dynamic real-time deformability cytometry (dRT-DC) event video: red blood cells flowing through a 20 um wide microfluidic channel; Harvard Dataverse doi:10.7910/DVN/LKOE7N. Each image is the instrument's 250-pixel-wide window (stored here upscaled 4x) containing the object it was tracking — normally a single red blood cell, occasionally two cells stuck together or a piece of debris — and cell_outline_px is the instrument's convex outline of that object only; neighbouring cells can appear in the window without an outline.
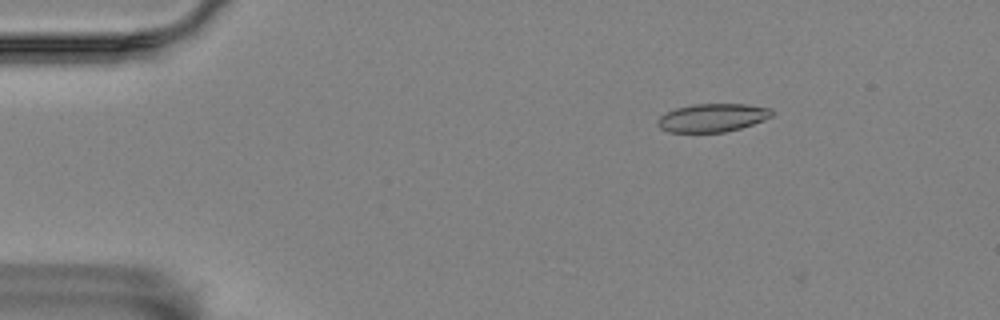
{"species": "Egyptian fruit bat (a non-hibernating species)", "species_latin": "Rousettus aegyptiacus", "temperature_condition": "room temperature", "stored_images_in_passage": 50, "camera_frame_rate_fps": 3000, "um_per_image_px": 0.085, "animal": {"sex": "female"}, "frame": {"image": 1, "passage_image": 2, "time_ms": 0.333, "image_size_px": [1000, 320], "cell_outline_px": [[772, 116], [764, 120], [740, 128], [724, 132], [668, 132], [660, 128], [656, 124], [656, 120], [660, 116], [676, 108], [696, 104], [744, 104], [772, 108]], "centroid_in_image_um": [60.54, 10.01], "position_along_channel_um": 24.5, "area_um2": 18.73}}
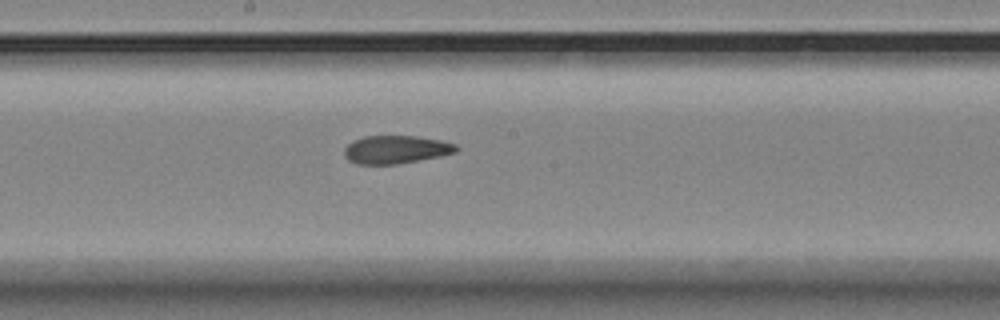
{"frame": {"image": 2, "passage_image": 24, "time_ms": 7.667, "image_size_px": [1000, 320], "cell_outline_px": [[460, 148], [456, 152], [440, 156], [396, 164], [356, 164], [348, 160], [344, 156], [344, 148], [352, 140], [364, 136], [416, 136], [440, 140], [456, 144]], "centroid_in_image_um": [33.63, 12.71], "position_along_channel_um": 214.6, "area_um2": 18.38}}
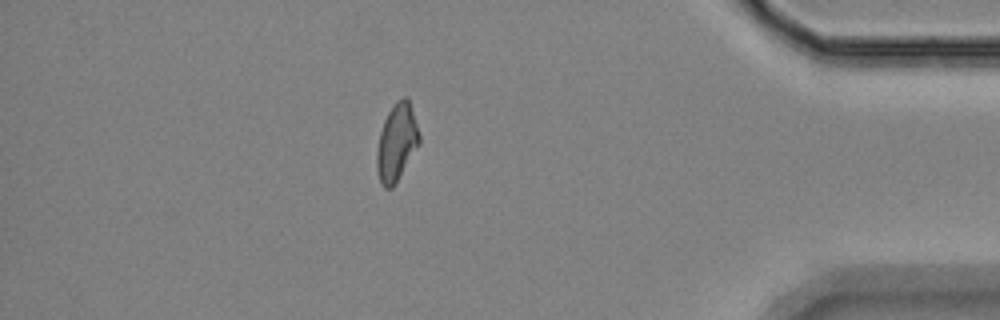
{"frame": {"image": 3, "passage_image": 43, "time_ms": 14.0, "image_size_px": [1000, 320], "cell_outline_px": [[420, 144], [392, 188], [384, 188], [380, 184], [376, 168], [376, 152], [380, 132], [384, 120], [388, 112], [396, 100], [404, 96], [408, 100], [420, 136]], "centroid_in_image_um": [33.69, 12.14], "position_along_channel_um": 401.5, "area_um2": 18.96}, "authors_computed_cell_mechanics": {"area_um2": 18.9006, "velocity_mm_per_s": 3.5369, "shape_relaxation_time_tau1_ms": null, "shape_relaxation_time_tau2_ms": 2.1569, "deformation_change_tau1": null, "deformation_change_tau2": 0.083}}